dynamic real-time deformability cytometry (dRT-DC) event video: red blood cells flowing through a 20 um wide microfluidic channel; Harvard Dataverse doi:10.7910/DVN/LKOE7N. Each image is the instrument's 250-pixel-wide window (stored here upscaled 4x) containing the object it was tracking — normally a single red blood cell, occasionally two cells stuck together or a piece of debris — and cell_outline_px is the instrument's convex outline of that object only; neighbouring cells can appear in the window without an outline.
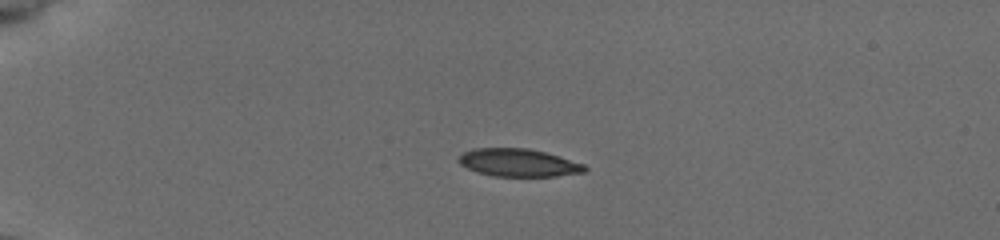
{"species": "common noctule bat (a hibernating species)", "species_latin": "Nyctalus noctula", "temperature_condition": "cold", "stored_images_in_passage": 41, "camera_frame_rate_fps": 3000, "um_per_image_px": 0.085, "animal": {"sex": "female", "body_mass_g": 19.5, "forearm_length_mm": 54.1}, "frame": {"image": 1, "passage_image": 1, "time_ms": 0.0, "image_size_px": [1000, 240], "cell_outline_px": [[588, 168], [584, 172], [556, 176], [492, 176], [468, 168], [460, 164], [456, 160], [464, 152], [472, 148], [528, 148], [544, 152], [584, 164]], "centroid_in_image_um": [44.05, 13.82], "position_along_channel_um": 40.9, "area_um2": 20.23}}
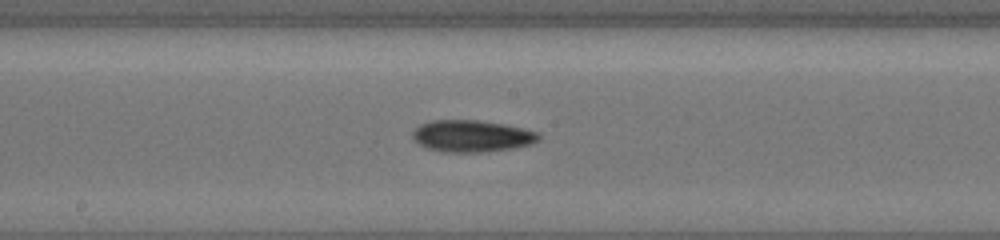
{"frame": {"image": 2, "passage_image": 18, "time_ms": 5.667, "image_size_px": [1000, 240], "cell_outline_px": [[540, 140], [532, 144], [516, 148], [484, 152], [444, 152], [428, 148], [420, 144], [412, 136], [412, 132], [420, 124], [432, 120], [480, 120], [504, 124], [524, 128], [540, 132]], "centroid_in_image_um": [40.17, 11.56], "position_along_channel_um": 208.0, "area_um2": 23.58}}
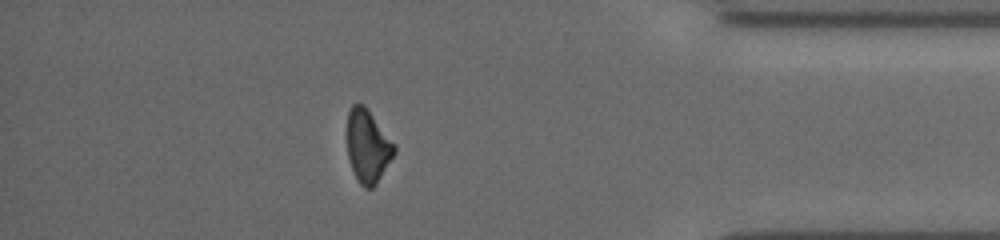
{"frame": {"image": 3, "passage_image": 35, "time_ms": 11.333, "image_size_px": [1000, 240], "cell_outline_px": [[396, 152], [376, 184], [372, 188], [364, 188], [360, 184], [352, 168], [348, 156], [348, 112], [352, 104], [364, 104], [368, 108], [396, 144]], "centroid_in_image_um": [31.29, 12.4], "position_along_channel_um": 403.9, "area_um2": 20.06}, "authors_computed_cell_mechanics": {"area_um2": 21.6172, "velocity_mm_per_s": 3.9245, "shape_relaxation_time_tau1_ms": 3.7904, "shape_relaxation_time_tau2_ms": null, "deformation_change_tau1": 0.1151, "deformation_change_tau2": null}}